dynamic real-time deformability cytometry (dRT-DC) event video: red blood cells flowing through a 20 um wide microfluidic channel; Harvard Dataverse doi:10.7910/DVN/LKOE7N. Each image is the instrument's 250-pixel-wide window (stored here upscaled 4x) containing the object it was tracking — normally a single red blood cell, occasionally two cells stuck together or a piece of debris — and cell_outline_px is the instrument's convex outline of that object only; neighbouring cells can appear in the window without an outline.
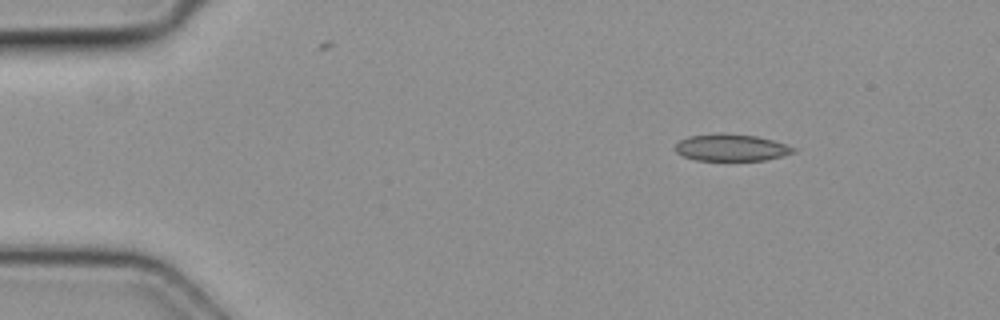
{"species": "common noctule bat (a hibernating species)", "species_latin": "Nyctalus noctula", "temperature_condition": "cold", "stored_images_in_passage": 4, "camera_frame_rate_fps": 3000, "um_per_image_px": 0.085, "animal": {"sex": "female", "body_mass_g": 19.3, "forearm_length_mm": 54.1}, "frame": {"image": 1, "passage_image": 1, "time_ms": 0.0, "image_size_px": [1000, 320], "cell_outline_px": [[796, 152], [764, 160], [696, 160], [684, 156], [676, 152], [676, 144], [680, 140], [688, 136], [716, 132], [724, 132], [756, 136], [772, 140], [796, 148]], "centroid_in_image_um": [62.13, 12.52], "position_along_channel_um": 22.9, "area_um2": 18.55}}